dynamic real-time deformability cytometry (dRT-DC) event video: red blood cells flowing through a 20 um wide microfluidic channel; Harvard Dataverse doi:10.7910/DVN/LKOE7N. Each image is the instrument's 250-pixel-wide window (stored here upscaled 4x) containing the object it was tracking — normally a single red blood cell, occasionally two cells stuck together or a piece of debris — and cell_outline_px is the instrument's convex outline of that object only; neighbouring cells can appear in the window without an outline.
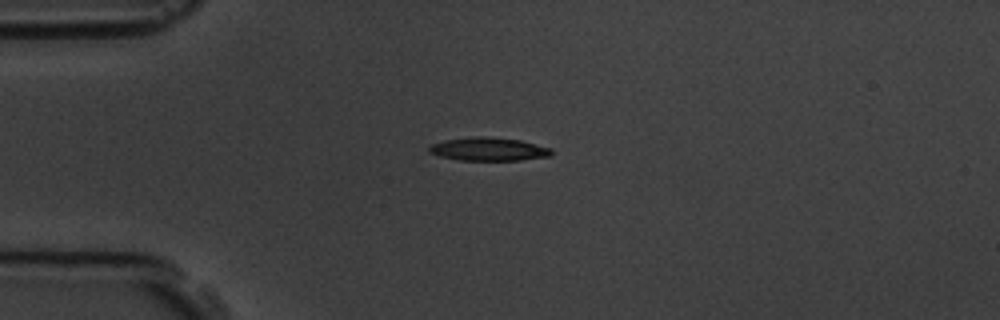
{"species": "common noctule bat (a hibernating species)", "species_latin": "Nyctalus noctula", "temperature_condition": "room temperature", "stored_images_in_passage": 4, "camera_frame_rate_fps": 3000, "um_per_image_px": 0.085, "animal": {"sex": "male", "body_mass_g": 19.5, "forearm_length_mm": 54.6}, "frame": {"image": 1, "passage_image": 2, "time_ms": 2.333, "image_size_px": [1000, 320], "cell_outline_px": [[552, 156], [520, 160], [460, 160], [440, 156], [428, 152], [428, 148], [432, 144], [444, 140], [476, 136], [484, 136], [520, 140], [552, 148]], "centroid_in_image_um": [41.55, 12.68], "position_along_channel_um": 43.5, "area_um2": 16.59}}
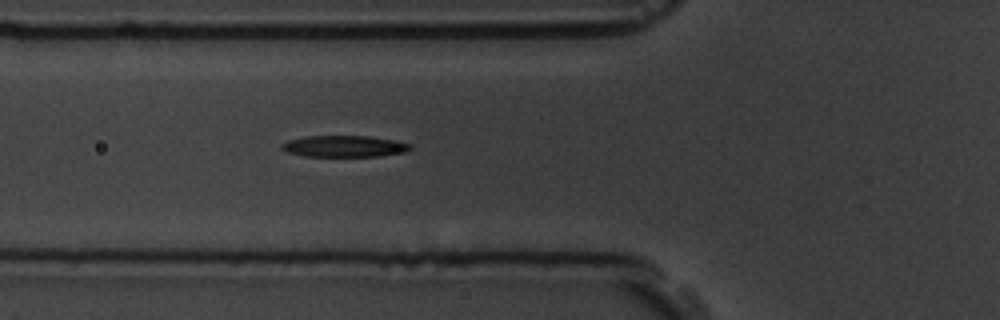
{"frame": {"image": 2, "passage_image": 4, "time_ms": 4.333, "image_size_px": [1000, 320], "cell_outline_px": [[412, 148], [408, 152], [380, 156], [304, 156], [288, 152], [280, 148], [280, 144], [288, 140], [304, 136], [368, 136], [396, 140], [412, 144]], "centroid_in_image_um": [29.29, 12.43], "position_along_channel_um": 96.5, "area_um2": 16.24}}